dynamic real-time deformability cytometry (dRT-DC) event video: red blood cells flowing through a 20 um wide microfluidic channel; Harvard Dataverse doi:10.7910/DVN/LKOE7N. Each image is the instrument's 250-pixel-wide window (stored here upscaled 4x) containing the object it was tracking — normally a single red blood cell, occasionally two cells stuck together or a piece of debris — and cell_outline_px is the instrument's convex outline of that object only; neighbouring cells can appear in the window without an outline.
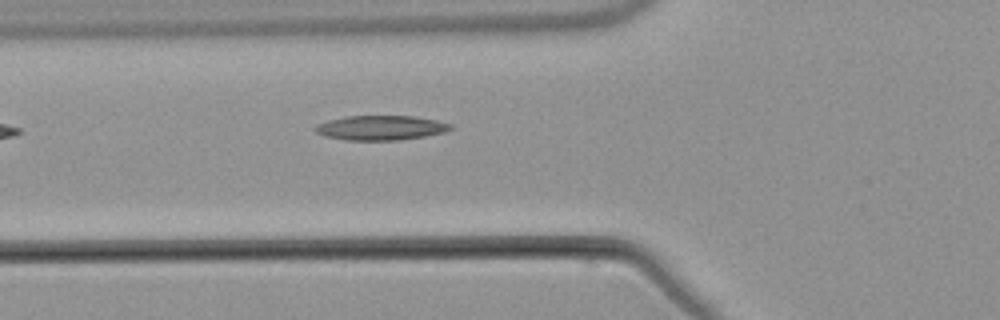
{"species": "common noctule bat (a hibernating species)", "species_latin": "Nyctalus noctula", "temperature_condition": "warm", "stored_images_in_passage": 5, "camera_frame_rate_fps": 3000, "um_per_image_px": 0.085, "animal": {"sex": "male", "body_mass_g": 21.5, "forearm_length_mm": 52.0}, "frame": {"image": 1, "passage_image": 5, "time_ms": 5.667, "image_size_px": [1000, 320], "cell_outline_px": [[452, 128], [444, 132], [424, 136], [400, 140], [348, 140], [324, 136], [316, 132], [312, 128], [316, 124], [328, 120], [344, 116], [416, 116], [436, 120], [452, 124]], "centroid_in_image_um": [32.33, 10.85], "position_along_channel_um": 93.5, "area_um2": 19.48}}